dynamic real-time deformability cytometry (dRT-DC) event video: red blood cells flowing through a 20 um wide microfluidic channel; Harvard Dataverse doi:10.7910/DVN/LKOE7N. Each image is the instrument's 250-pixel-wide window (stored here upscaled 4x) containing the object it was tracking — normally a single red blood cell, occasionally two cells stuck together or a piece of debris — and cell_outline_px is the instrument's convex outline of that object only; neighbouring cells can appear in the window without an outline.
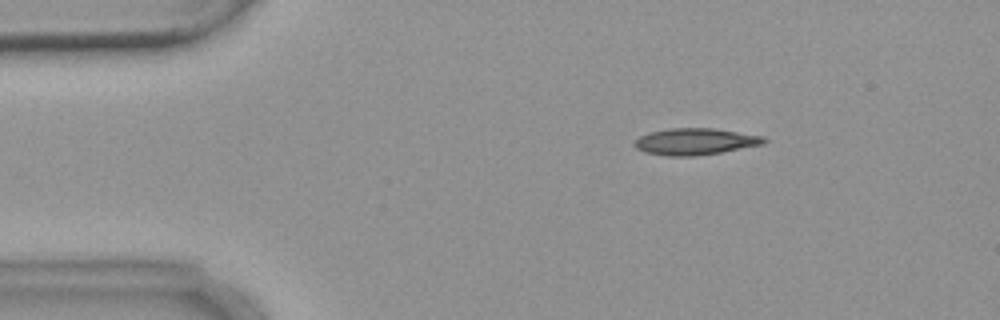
{"species": "common noctule bat (a hibernating species)", "species_latin": "Nyctalus noctula", "temperature_condition": "warm", "stored_images_in_passage": 4, "camera_frame_rate_fps": 3000, "um_per_image_px": 0.085, "animal": {"sex": "female", "body_mass_g": 18.4}, "frame": {"image": 1, "passage_image": 2, "time_ms": 1.0, "image_size_px": [1000, 320], "cell_outline_px": [[768, 140], [764, 144], [720, 152], [696, 156], [668, 156], [644, 152], [636, 148], [632, 144], [640, 136], [652, 132], [668, 128], [716, 128], [764, 136]], "centroid_in_image_um": [59.11, 12.03], "position_along_channel_um": 25.9, "area_um2": 20.11}}
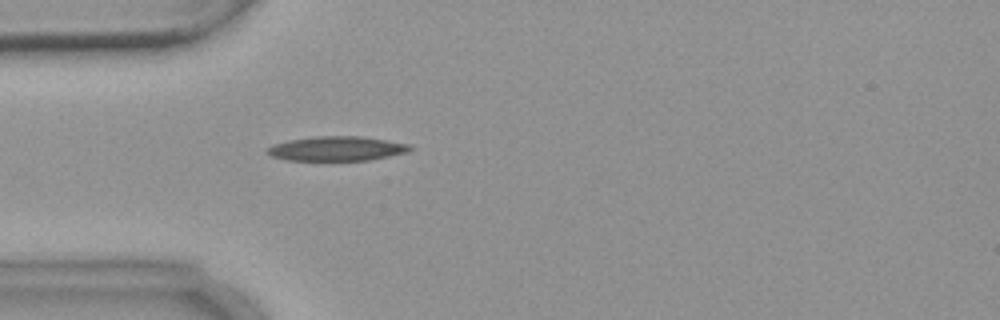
{"frame": {"image": 2, "passage_image": 4, "time_ms": 3.333, "image_size_px": [1000, 320], "cell_outline_px": [[412, 148], [408, 152], [368, 160], [288, 160], [272, 156], [268, 152], [268, 148], [276, 144], [288, 140], [316, 136], [360, 136], [408, 144]], "centroid_in_image_um": [28.64, 12.63], "position_along_channel_um": 56.4, "area_um2": 19.94}}